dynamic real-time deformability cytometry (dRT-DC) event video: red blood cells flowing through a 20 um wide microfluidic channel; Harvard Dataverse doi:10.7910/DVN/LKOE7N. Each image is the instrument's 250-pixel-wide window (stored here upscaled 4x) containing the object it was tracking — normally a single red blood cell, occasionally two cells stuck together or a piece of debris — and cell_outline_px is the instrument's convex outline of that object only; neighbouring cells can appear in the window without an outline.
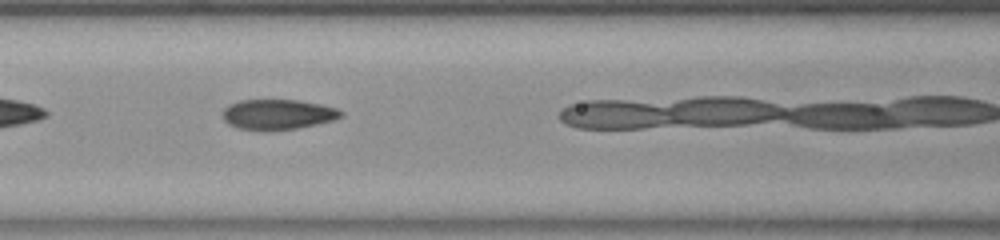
{"species": "common noctule bat (a hibernating species)", "species_latin": "Nyctalus noctula", "temperature_condition": "room temperature", "stored_images_in_passage": 20, "camera_frame_rate_fps": 3000, "um_per_image_px": 0.085, "animal": {"sex": "female", "body_mass_g": 23.0, "forearm_length_mm": 53.4}, "frame": {"image": 1, "passage_image": 6, "time_ms": 1.667, "image_size_px": [1000, 240], "cell_outline_px": [[344, 116], [332, 120], [316, 124], [296, 128], [264, 132], [256, 132], [236, 128], [228, 124], [224, 120], [224, 108], [228, 104], [240, 100], [296, 100], [320, 104], [336, 108], [344, 112]], "centroid_in_image_um": [23.57, 9.75], "position_along_channel_um": 143.0, "area_um2": 21.15}}
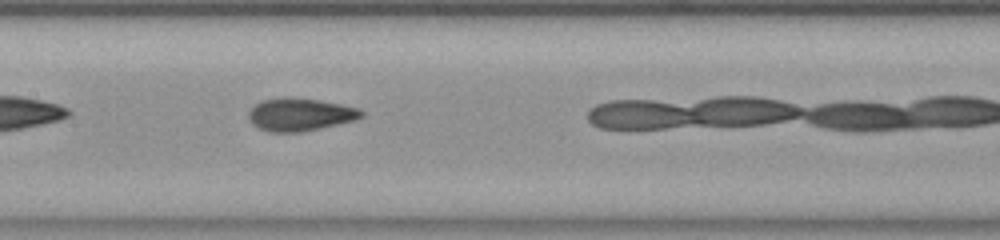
{"frame": {"image": 2, "passage_image": 9, "time_ms": 2.667, "image_size_px": [1000, 240], "cell_outline_px": [[364, 116], [356, 120], [304, 132], [268, 132], [252, 124], [248, 116], [248, 112], [256, 104], [264, 100], [284, 96], [316, 100], [340, 104], [360, 108], [364, 112]], "centroid_in_image_um": [25.53, 9.74], "position_along_channel_um": 181.9, "area_um2": 21.62}}